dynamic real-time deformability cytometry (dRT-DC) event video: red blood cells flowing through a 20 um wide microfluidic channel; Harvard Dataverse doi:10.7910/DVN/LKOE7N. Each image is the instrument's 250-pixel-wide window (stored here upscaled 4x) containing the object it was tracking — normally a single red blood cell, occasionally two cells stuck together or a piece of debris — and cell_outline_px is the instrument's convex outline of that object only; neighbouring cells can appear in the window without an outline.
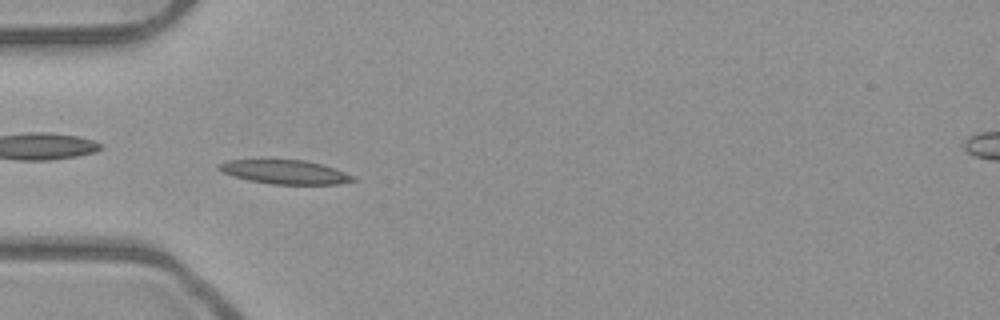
{"species": "common noctule bat (a hibernating species)", "species_latin": "Nyctalus noctula", "temperature_condition": "room temperature", "stored_images_in_passage": 52, "camera_frame_rate_fps": 3000, "um_per_image_px": 0.085, "animal": {"sex": "male", "body_mass_g": 23.1, "forearm_length_mm": 52.7}, "frame": {"image": 1, "passage_image": 16, "time_ms": 5.0, "image_size_px": [1000, 320], "cell_outline_px": [[356, 180], [336, 184], [272, 184], [248, 180], [232, 176], [216, 168], [216, 164], [228, 160], [260, 156], [264, 156], [304, 160], [320, 164], [356, 176]], "centroid_in_image_um": [24.08, 14.55], "position_along_channel_um": 60.9, "area_um2": 19.71}}
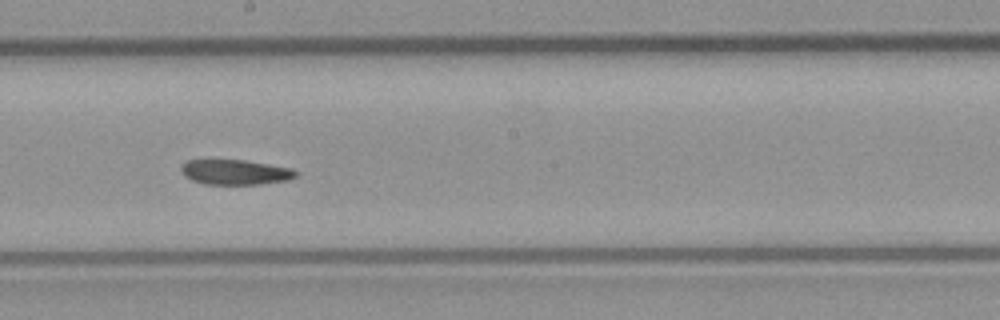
{"frame": {"image": 2, "passage_image": 29, "time_ms": 9.333, "image_size_px": [1000, 320], "cell_outline_px": [[300, 172], [296, 176], [288, 180], [260, 184], [204, 184], [192, 180], [184, 176], [180, 172], [180, 168], [188, 160], [244, 160], [292, 168]], "centroid_in_image_um": [20.01, 14.63], "position_along_channel_um": 228.2, "area_um2": 16.76}}
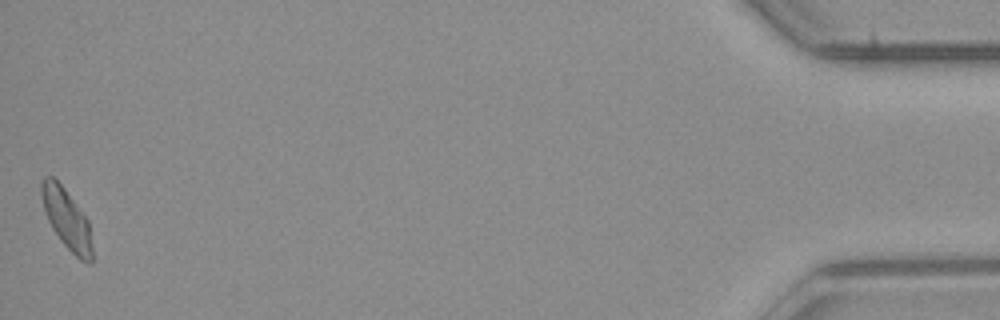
{"frame": {"image": 3, "passage_image": 52, "time_ms": 17.0, "image_size_px": [1000, 320], "cell_outline_px": [[92, 264], [88, 264], [80, 260], [60, 240], [52, 228], [48, 220], [44, 208], [40, 192], [40, 184], [44, 176], [52, 176], [64, 188], [88, 220], [92, 248]], "centroid_in_image_um": [5.66, 18.62], "position_along_channel_um": 429.5, "area_um2": 17.57}, "authors_computed_cell_mechanics": {"area_um2": 17.918, "velocity_mm_per_s": 3.9171, "shape_relaxation_time_tau1_ms": null, "shape_relaxation_time_tau2_ms": 9.5674, "deformation_change_tau1": null, "deformation_change_tau2": 0.1579}}